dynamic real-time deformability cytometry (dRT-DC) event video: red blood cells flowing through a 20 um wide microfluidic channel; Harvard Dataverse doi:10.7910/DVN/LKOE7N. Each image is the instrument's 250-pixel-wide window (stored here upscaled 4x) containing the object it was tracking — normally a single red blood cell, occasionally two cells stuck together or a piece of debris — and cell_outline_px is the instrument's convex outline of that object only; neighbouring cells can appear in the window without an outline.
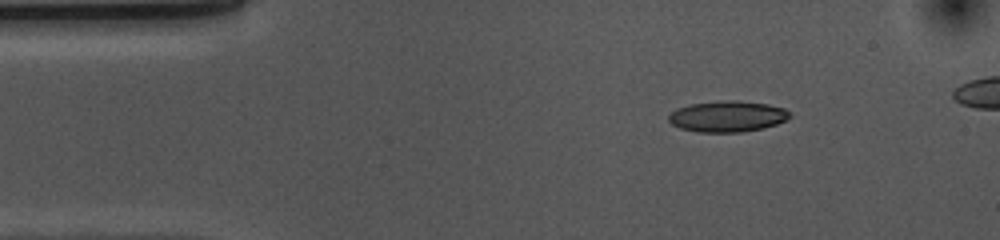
{"species": "common noctule bat (a hibernating species)", "species_latin": "Nyctalus noctula", "temperature_condition": "cold", "stored_images_in_passage": 43, "camera_frame_rate_fps": 3000, "um_per_image_px": 0.085, "animal": {"sex": "female", "body_mass_g": 10.0, "forearm_length_mm": 53.1}, "frame": {"image": 1, "passage_image": 1, "time_ms": 0.0, "image_size_px": [1000, 240], "cell_outline_px": [[792, 116], [788, 120], [764, 128], [740, 132], [700, 132], [680, 128], [672, 124], [668, 120], [668, 116], [676, 108], [688, 104], [720, 100], [736, 100], [768, 104], [784, 108]], "centroid_in_image_um": [61.83, 9.88], "position_along_channel_um": 23.2, "area_um2": 22.08}}
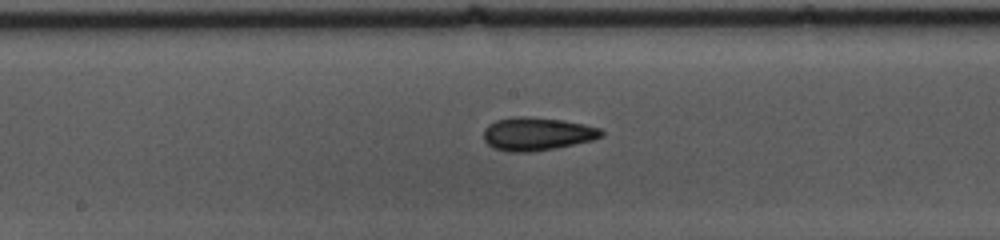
{"frame": {"image": 2, "passage_image": 20, "time_ms": 6.333, "image_size_px": [1000, 240], "cell_outline_px": [[604, 136], [592, 140], [556, 148], [532, 152], [508, 152], [496, 148], [488, 144], [484, 140], [484, 128], [488, 124], [496, 120], [512, 116], [524, 116], [564, 120], [584, 124], [600, 128], [604, 132]], "centroid_in_image_um": [45.65, 11.37], "position_along_channel_um": 202.6, "area_um2": 22.89}}
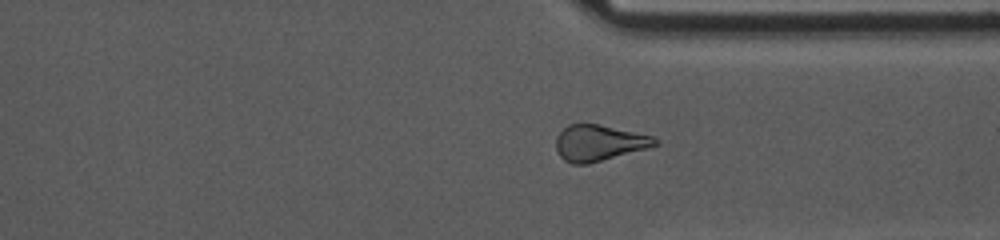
{"frame": {"image": 3, "passage_image": 33, "time_ms": 10.667, "image_size_px": [1000, 240], "cell_outline_px": [[660, 144], [648, 148], [588, 164], [572, 164], [564, 160], [560, 156], [556, 148], [556, 136], [568, 124], [600, 124], [652, 136], [660, 140]], "centroid_in_image_um": [50.92, 12.15], "position_along_channel_um": 360.5, "area_um2": 20.81}, "authors_computed_cell_mechanics": {"area_um2": 21.5594, "velocity_mm_per_s": 3.663, "shape_relaxation_time_tau1_ms": 4.9193, "shape_relaxation_time_tau2_ms": 4.3511, "deformation_change_tau1": 0.1231, "deformation_change_tau2": 0.1247}}